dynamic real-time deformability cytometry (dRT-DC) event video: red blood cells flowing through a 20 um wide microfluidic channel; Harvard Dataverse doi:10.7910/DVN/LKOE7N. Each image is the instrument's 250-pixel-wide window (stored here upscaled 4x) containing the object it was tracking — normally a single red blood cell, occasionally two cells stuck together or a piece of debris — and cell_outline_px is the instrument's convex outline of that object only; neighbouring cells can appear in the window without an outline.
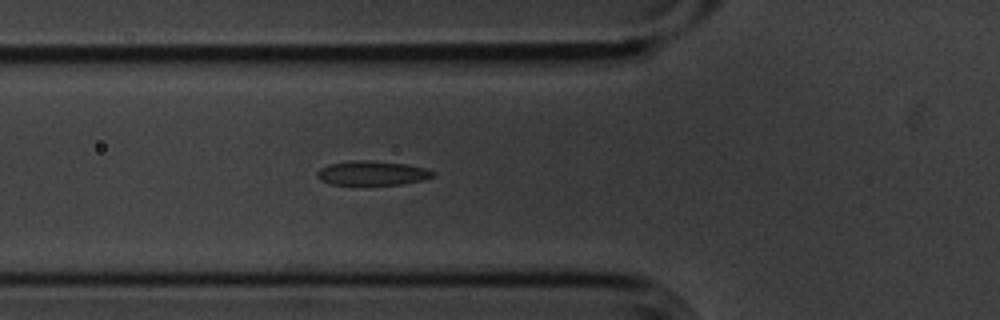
{"species": "common noctule bat (a hibernating species)", "species_latin": "Nyctalus noctula", "temperature_condition": "cold", "stored_images_in_passage": 4, "camera_frame_rate_fps": 3000, "um_per_image_px": 0.085, "animal": {"sex": "male", "body_mass_g": 20.1, "forearm_length_mm": 53.5}, "frame": {"image": 1, "passage_image": 4, "time_ms": 1.0, "image_size_px": [1000, 320], "cell_outline_px": [[436, 176], [424, 180], [400, 184], [328, 184], [320, 180], [316, 176], [316, 172], [320, 168], [328, 164], [352, 160], [364, 160], [404, 164], [424, 168], [436, 172]], "centroid_in_image_um": [31.61, 14.71], "position_along_channel_um": 94.2, "area_um2": 16.36}}